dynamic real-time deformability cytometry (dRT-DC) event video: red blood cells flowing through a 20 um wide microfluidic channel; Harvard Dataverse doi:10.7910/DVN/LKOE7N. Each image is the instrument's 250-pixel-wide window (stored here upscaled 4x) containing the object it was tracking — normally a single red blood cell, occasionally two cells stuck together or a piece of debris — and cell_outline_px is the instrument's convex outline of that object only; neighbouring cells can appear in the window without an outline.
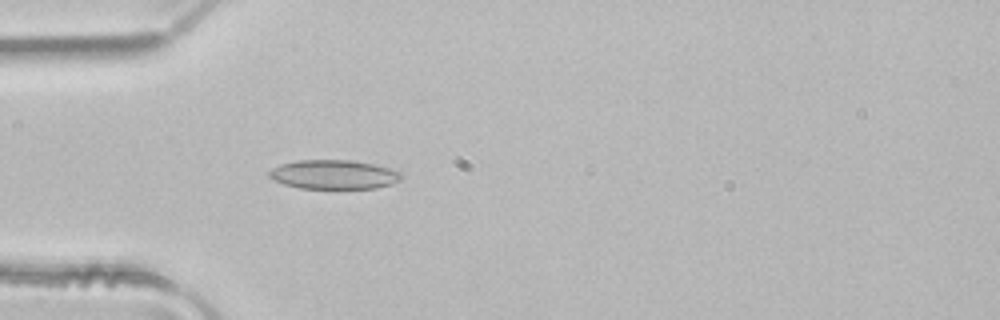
{"species": "common noctule bat (a hibernating species)", "species_latin": "Nyctalus noctula", "temperature_condition": "room temperature", "stored_images_in_passage": 4, "camera_frame_rate_fps": 3000, "um_per_image_px": 0.085, "animal": {"sex": "male", "body_mass_g": 21.5, "forearm_length_mm": 52.0}, "frame": {"image": 1, "passage_image": 4, "time_ms": 1.0, "image_size_px": [1000, 320], "cell_outline_px": [[404, 176], [400, 180], [392, 184], [376, 188], [300, 188], [284, 184], [268, 176], [268, 172], [272, 168], [280, 164], [296, 160], [348, 160], [372, 164], [388, 168], [400, 172]], "centroid_in_image_um": [28.37, 14.83], "position_along_channel_um": 56.6, "area_um2": 22.31}}